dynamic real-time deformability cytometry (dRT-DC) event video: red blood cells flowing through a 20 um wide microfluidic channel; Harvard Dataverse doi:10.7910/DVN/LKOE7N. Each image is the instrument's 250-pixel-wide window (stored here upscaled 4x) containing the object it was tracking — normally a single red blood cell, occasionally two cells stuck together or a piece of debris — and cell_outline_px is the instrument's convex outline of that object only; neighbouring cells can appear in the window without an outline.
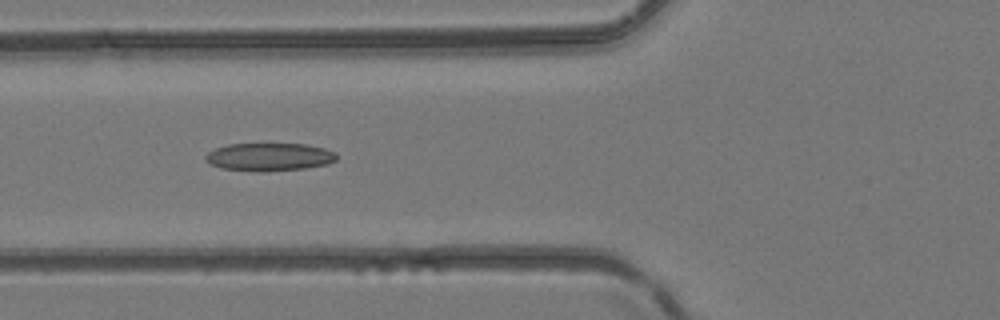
{"species": "common noctule bat (a hibernating species)", "species_latin": "Nyctalus noctula", "temperature_condition": "room temperature", "stored_images_in_passage": 3, "camera_frame_rate_fps": 3000, "um_per_image_px": 0.085, "animal": {"sex": "female", "body_mass_g": 24.6, "forearm_length_mm": 56.2}, "frame": {"image": 1, "passage_image": 3, "time_ms": 0.667, "image_size_px": [1000, 320], "cell_outline_px": [[336, 160], [328, 164], [304, 168], [264, 172], [260, 172], [220, 168], [208, 164], [204, 160], [204, 156], [208, 152], [216, 148], [228, 144], [308, 144], [324, 148], [336, 152]], "centroid_in_image_um": [22.86, 13.34], "position_along_channel_um": 102.9, "area_um2": 21.56}}